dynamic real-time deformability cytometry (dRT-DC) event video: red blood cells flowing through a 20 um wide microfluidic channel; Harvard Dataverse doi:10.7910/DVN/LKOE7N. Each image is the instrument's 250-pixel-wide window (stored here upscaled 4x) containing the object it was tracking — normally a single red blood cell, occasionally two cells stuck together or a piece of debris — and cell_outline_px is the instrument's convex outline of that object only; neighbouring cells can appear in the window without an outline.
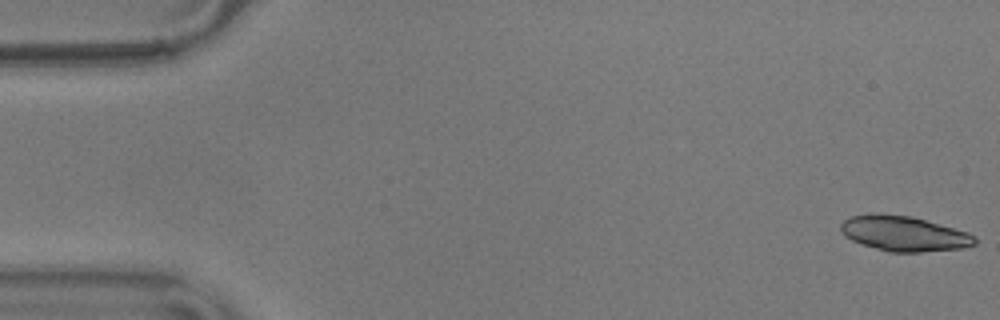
{"species": "common noctule bat (a hibernating species)", "species_latin": "Nyctalus noctula", "temperature_condition": "warm", "stored_images_in_passage": 16, "camera_frame_rate_fps": 3000, "um_per_image_px": 0.085, "animal": {"sex": "male", "body_mass_g": 17.9}, "frame": {"image": 1, "passage_image": 1, "time_ms": 0.0, "image_size_px": [1000, 320], "cell_outline_px": [[976, 244], [964, 248], [920, 252], [888, 252], [860, 244], [844, 236], [840, 232], [840, 224], [844, 220], [852, 216], [868, 212], [876, 212], [912, 216], [968, 232], [976, 236]], "centroid_in_image_um": [76.8, 19.84], "position_along_channel_um": 8.2, "area_um2": 27.92}}
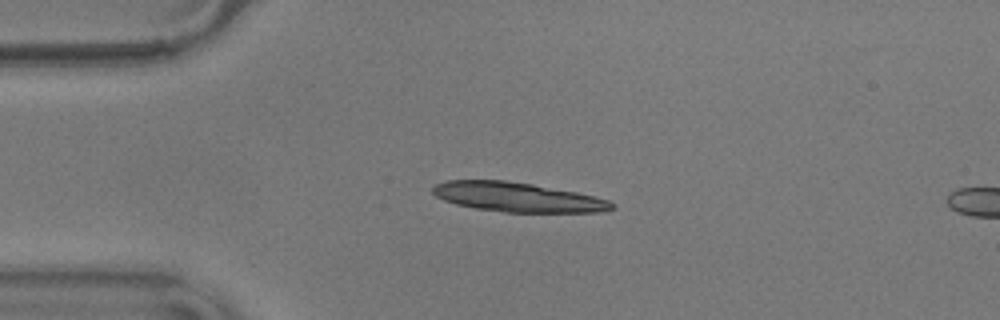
{"frame": {"image": 2, "passage_image": 13, "time_ms": 4.0, "image_size_px": [1000, 320], "cell_outline_px": [[616, 208], [604, 212], [504, 212], [476, 208], [456, 204], [444, 200], [436, 196], [432, 192], [432, 188], [436, 184], [448, 180], [504, 180], [532, 184], [576, 192], [608, 200], [616, 204]], "centroid_in_image_um": [44.01, 16.76], "position_along_channel_um": 41.0, "area_um2": 30.63}}